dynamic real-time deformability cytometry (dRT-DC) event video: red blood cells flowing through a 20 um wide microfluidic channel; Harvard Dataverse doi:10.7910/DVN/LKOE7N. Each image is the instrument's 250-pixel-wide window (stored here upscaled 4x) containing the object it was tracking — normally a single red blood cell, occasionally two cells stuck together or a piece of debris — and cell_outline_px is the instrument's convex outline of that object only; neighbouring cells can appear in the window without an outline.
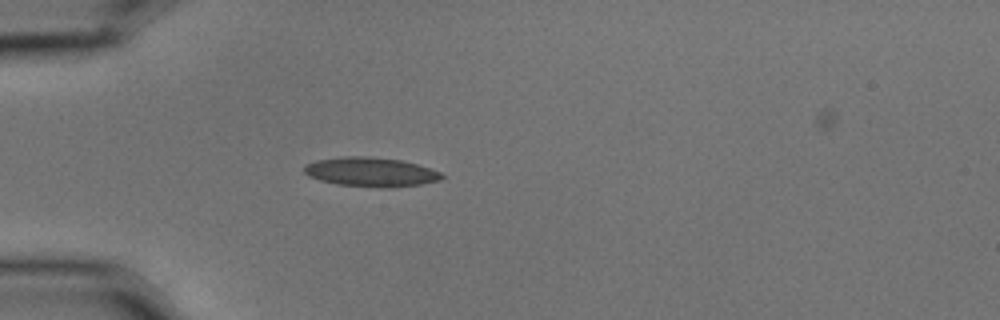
{"species": "common noctule bat (a hibernating species)", "species_latin": "Nyctalus noctula", "temperature_condition": "cold", "stored_images_in_passage": 4, "camera_frame_rate_fps": 3000, "um_per_image_px": 0.085, "animal": {"sex": "male", "body_mass_g": 15.6}, "frame": {"image": 1, "passage_image": 3, "time_ms": 0.667, "image_size_px": [1000, 320], "cell_outline_px": [[444, 176], [440, 180], [420, 184], [392, 188], [380, 188], [336, 184], [320, 180], [308, 176], [304, 172], [304, 164], [316, 160], [340, 156], [368, 156], [400, 160], [416, 164], [440, 172]], "centroid_in_image_um": [31.47, 14.62], "position_along_channel_um": 53.5, "area_um2": 23.58}}